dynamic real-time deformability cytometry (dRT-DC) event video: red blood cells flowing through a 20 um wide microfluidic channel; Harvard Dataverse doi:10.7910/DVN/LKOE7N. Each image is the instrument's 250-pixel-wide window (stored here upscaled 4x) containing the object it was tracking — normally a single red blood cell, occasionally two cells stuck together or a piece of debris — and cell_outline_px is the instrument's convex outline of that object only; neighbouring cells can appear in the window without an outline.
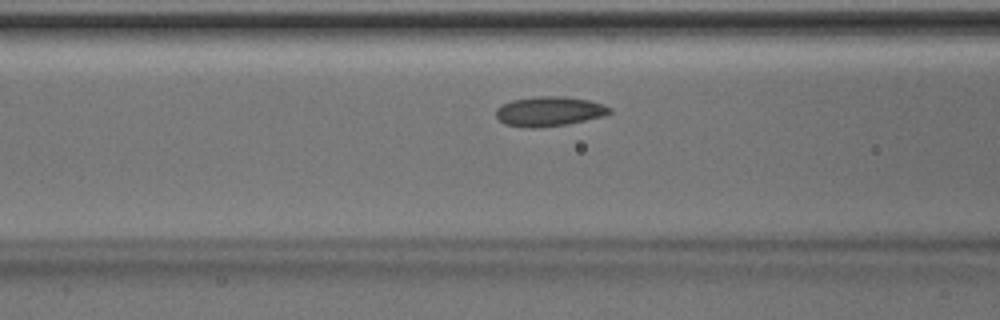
{"species": "Egyptian fruit bat (a non-hibernating species)", "species_latin": "Rousettus aegyptiacus", "temperature_condition": "room temperature", "stored_images_in_passage": 37, "camera_frame_rate_fps": 3000, "um_per_image_px": 0.085, "animal": {"sex": "male"}, "frame": {"image": 1, "passage_image": 13, "time_ms": 4.0, "image_size_px": [1000, 320], "cell_outline_px": [[612, 112], [604, 116], [564, 124], [536, 128], [532, 128], [504, 124], [496, 116], [496, 108], [500, 104], [512, 100], [536, 96], [564, 96], [588, 100], [604, 104], [612, 108]], "centroid_in_image_um": [46.67, 9.45], "position_along_channel_um": 119.9, "area_um2": 19.65}}
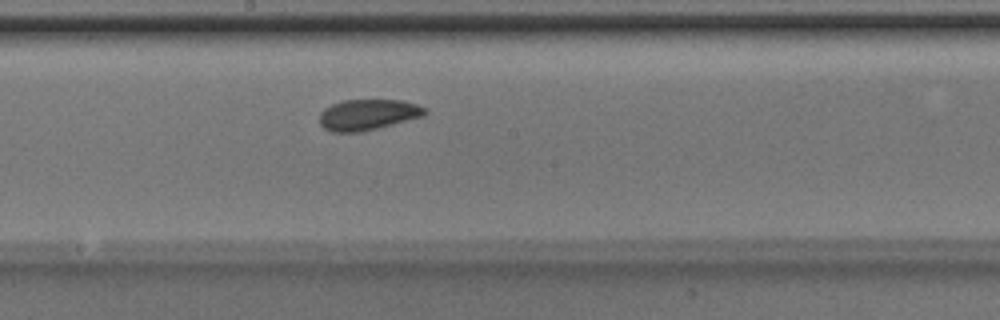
{"frame": {"image": 2, "passage_image": 20, "time_ms": 6.333, "image_size_px": [1000, 320], "cell_outline_px": [[428, 112], [424, 116], [360, 132], [332, 132], [324, 128], [320, 124], [320, 112], [324, 108], [332, 104], [344, 100], [400, 100], [416, 104], [424, 108]], "centroid_in_image_um": [31.24, 9.74], "position_along_channel_um": 217.0, "area_um2": 18.79}}
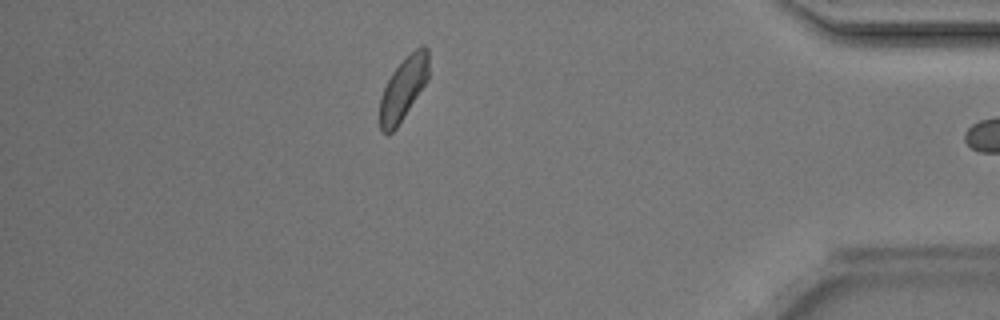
{"frame": {"image": 3, "passage_image": 36, "time_ms": 11.667, "image_size_px": [1000, 320], "cell_outline_px": [[428, 80], [396, 128], [392, 132], [380, 132], [380, 96], [392, 72], [420, 44], [424, 44], [428, 48]], "centroid_in_image_um": [34.29, 7.52], "position_along_channel_um": 400.9, "area_um2": 17.63}}